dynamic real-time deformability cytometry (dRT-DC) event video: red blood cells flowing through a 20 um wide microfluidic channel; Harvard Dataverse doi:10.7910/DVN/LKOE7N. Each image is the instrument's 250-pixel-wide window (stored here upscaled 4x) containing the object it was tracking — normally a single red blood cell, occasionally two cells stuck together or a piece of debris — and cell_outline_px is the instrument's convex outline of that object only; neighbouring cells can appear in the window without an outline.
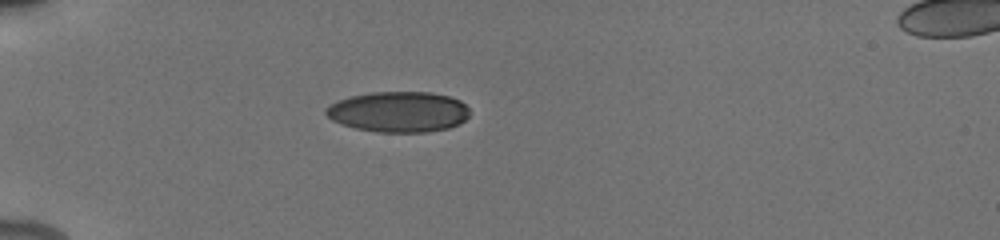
{"species": "human", "species_latin": "Homo sapiens", "temperature_condition": "cold", "stored_images_in_passage": 33, "camera_frame_rate_fps": 3000, "um_per_image_px": 0.085, "donor": {"sex": "male"}, "frame": {"image": 1, "passage_image": 1, "time_ms": 0.0, "image_size_px": [1000, 240], "cell_outline_px": [[468, 116], [460, 124], [448, 128], [428, 132], [376, 132], [356, 128], [332, 120], [324, 112], [324, 108], [340, 100], [352, 96], [372, 92], [432, 92], [448, 96], [460, 100], [468, 108]], "centroid_in_image_um": [33.9, 9.51], "position_along_channel_um": 51.1, "area_um2": 33.87}}
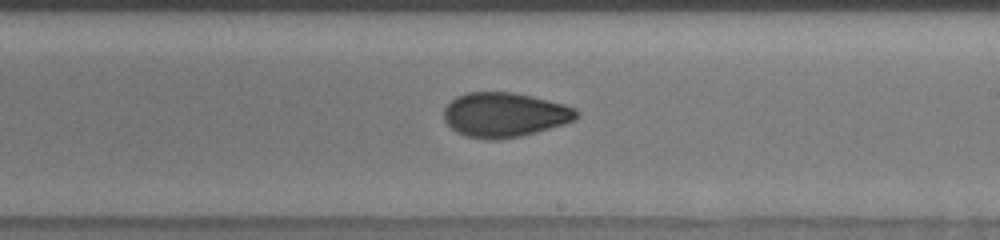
{"frame": {"image": 2, "passage_image": 16, "time_ms": 5.667, "image_size_px": [1000, 240], "cell_outline_px": [[580, 116], [576, 120], [564, 124], [536, 132], [520, 136], [500, 140], [488, 140], [468, 136], [456, 132], [444, 120], [444, 108], [456, 96], [468, 92], [512, 92], [532, 96], [564, 104], [576, 108], [580, 112]], "centroid_in_image_um": [42.92, 9.76], "position_along_channel_um": 246.1, "area_um2": 34.62}}
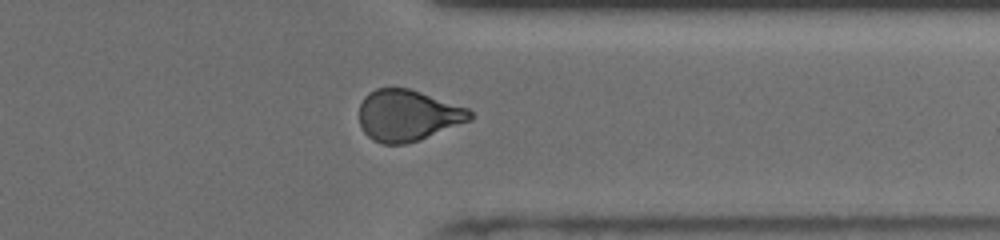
{"frame": {"image": 3, "passage_image": 25, "time_ms": 9.0, "image_size_px": [1000, 240], "cell_outline_px": [[472, 120], [420, 140], [404, 144], [384, 144], [372, 140], [364, 132], [360, 124], [360, 104], [364, 96], [368, 92], [376, 88], [408, 88], [468, 108], [472, 112]], "centroid_in_image_um": [34.65, 9.82], "position_along_channel_um": 376.7, "area_um2": 33.12}, "authors_computed_cell_mechanics": {"area_um2": 33.8708, "velocity_mm_per_s": 3.9336, "shape_relaxation_time_tau1_ms": 5.3552, "shape_relaxation_time_tau2_ms": 1.6988, "deformation_change_tau1": 0.1568, "deformation_change_tau2": 0.06}}